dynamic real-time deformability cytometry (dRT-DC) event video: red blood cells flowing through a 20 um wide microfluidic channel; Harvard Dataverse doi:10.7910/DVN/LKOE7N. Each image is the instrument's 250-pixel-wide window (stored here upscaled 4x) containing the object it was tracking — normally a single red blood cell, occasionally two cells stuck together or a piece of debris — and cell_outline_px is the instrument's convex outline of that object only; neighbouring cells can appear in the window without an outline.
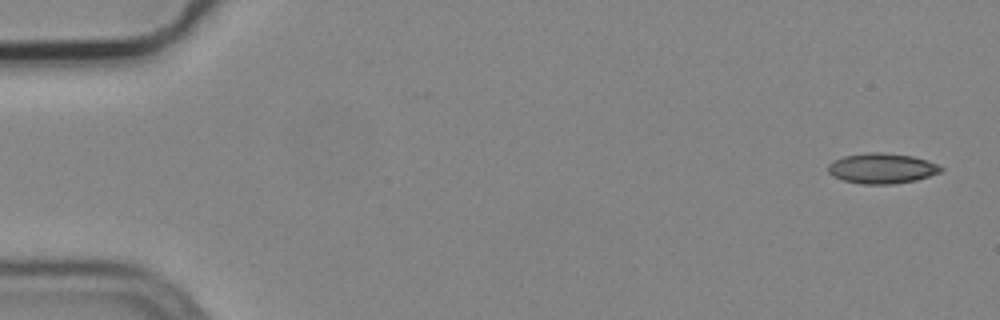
{"species": "common noctule bat (a hibernating species)", "species_latin": "Nyctalus noctula", "temperature_condition": "cold", "stored_images_in_passage": 5, "camera_frame_rate_fps": 3000, "um_per_image_px": 0.085, "animal": {"sex": "male", "body_mass_g": 19.2, "forearm_length_mm": 51.8}, "frame": {"image": 1, "passage_image": 1, "time_ms": 0.0, "image_size_px": [1000, 320], "cell_outline_px": [[944, 168], [940, 172], [916, 180], [892, 184], [860, 184], [844, 180], [832, 176], [828, 172], [828, 164], [832, 160], [844, 156], [872, 152], [880, 152], [912, 156], [936, 164]], "centroid_in_image_um": [74.91, 14.31], "position_along_channel_um": 10.1, "area_um2": 19.77}}
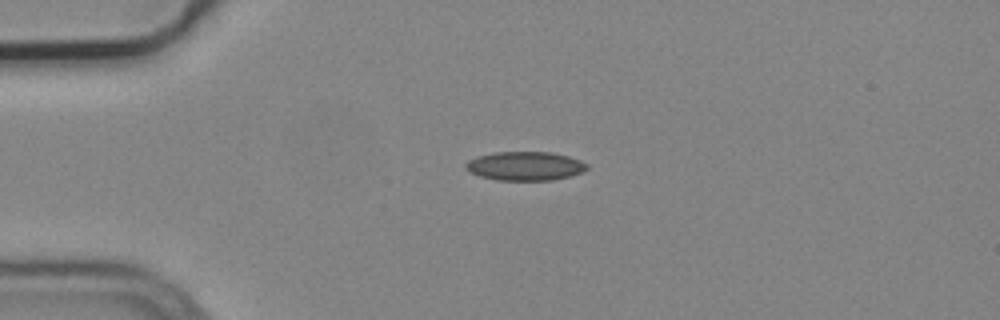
{"frame": {"image": 2, "passage_image": 4, "time_ms": 1.0, "image_size_px": [1000, 320], "cell_outline_px": [[588, 168], [584, 172], [572, 176], [552, 180], [496, 180], [480, 176], [468, 172], [464, 168], [464, 164], [468, 160], [480, 156], [496, 152], [552, 152], [568, 156], [580, 160], [588, 164]], "centroid_in_image_um": [44.65, 14.12], "position_along_channel_um": 40.4, "area_um2": 20.58}}